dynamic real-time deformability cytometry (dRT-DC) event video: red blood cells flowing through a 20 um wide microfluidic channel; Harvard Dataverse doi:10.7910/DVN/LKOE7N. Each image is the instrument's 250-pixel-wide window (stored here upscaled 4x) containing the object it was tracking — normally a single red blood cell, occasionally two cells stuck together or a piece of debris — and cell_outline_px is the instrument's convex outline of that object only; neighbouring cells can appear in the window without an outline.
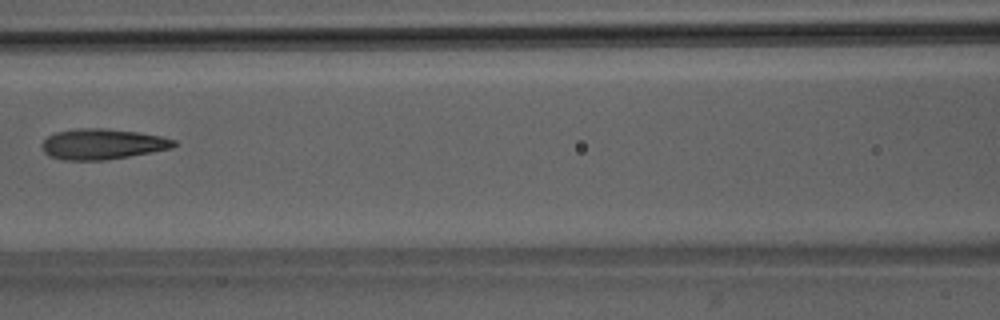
{"species": "Egyptian fruit bat (a non-hibernating species)", "species_latin": "Rousettus aegyptiacus", "temperature_condition": "room temperature", "stored_images_in_passage": 3, "camera_frame_rate_fps": 3000, "um_per_image_px": 0.085, "animal": {"sex": "male"}, "frame": {"image": 1, "passage_image": 3, "time_ms": 2.333, "image_size_px": [1000, 320], "cell_outline_px": [[176, 144], [172, 148], [152, 152], [104, 160], [60, 160], [48, 156], [44, 152], [40, 144], [48, 136], [56, 132], [80, 128], [104, 128], [136, 132], [160, 136], [176, 140]], "centroid_in_image_um": [8.66, 12.25], "position_along_channel_um": 157.9, "area_um2": 23.47}}